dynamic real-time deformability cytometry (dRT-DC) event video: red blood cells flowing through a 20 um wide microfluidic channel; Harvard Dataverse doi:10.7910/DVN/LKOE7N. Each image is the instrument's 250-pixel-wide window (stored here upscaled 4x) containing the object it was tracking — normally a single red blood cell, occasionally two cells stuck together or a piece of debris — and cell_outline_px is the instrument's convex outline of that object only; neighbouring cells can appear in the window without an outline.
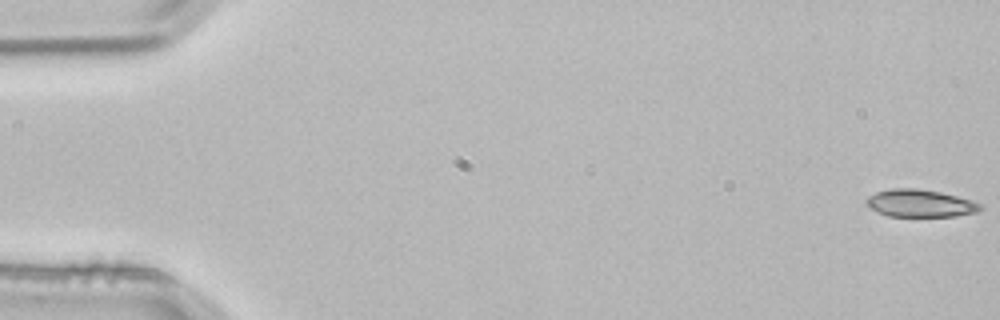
{"species": "common noctule bat (a hibernating species)", "species_latin": "Nyctalus noctula", "temperature_condition": "room temperature", "stored_images_in_passage": 4, "camera_frame_rate_fps": 3000, "um_per_image_px": 0.085, "animal": {"sex": "male", "body_mass_g": 21.5, "forearm_length_mm": 52.0}, "frame": {"image": 1, "passage_image": 1, "time_ms": 0.0, "image_size_px": [1000, 320], "cell_outline_px": [[984, 208], [976, 212], [956, 216], [888, 216], [876, 212], [864, 200], [868, 196], [876, 192], [892, 188], [916, 188], [940, 192], [956, 196], [984, 204]], "centroid_in_image_um": [78.22, 17.28], "position_along_channel_um": 6.8, "area_um2": 18.26}}
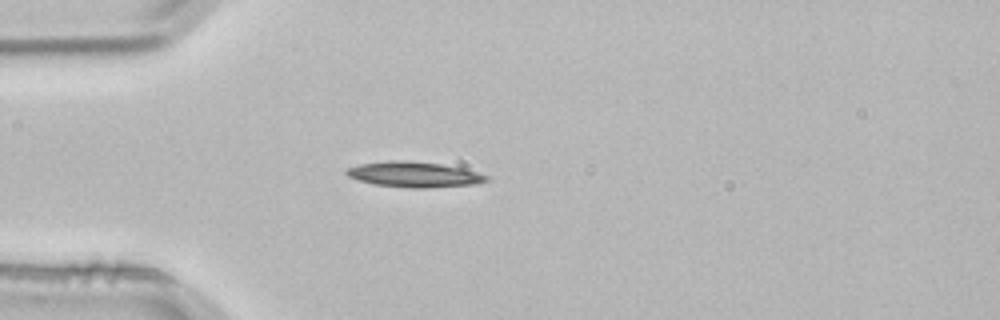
{"frame": {"image": 2, "passage_image": 4, "time_ms": 1.0, "image_size_px": [1000, 320], "cell_outline_px": [[488, 180], [476, 184], [424, 188], [412, 188], [372, 184], [356, 180], [348, 176], [344, 172], [344, 168], [360, 164], [388, 160], [404, 160], [440, 164], [464, 168], [488, 176]], "centroid_in_image_um": [35.13, 14.83], "position_along_channel_um": 49.9, "area_um2": 20.87}}